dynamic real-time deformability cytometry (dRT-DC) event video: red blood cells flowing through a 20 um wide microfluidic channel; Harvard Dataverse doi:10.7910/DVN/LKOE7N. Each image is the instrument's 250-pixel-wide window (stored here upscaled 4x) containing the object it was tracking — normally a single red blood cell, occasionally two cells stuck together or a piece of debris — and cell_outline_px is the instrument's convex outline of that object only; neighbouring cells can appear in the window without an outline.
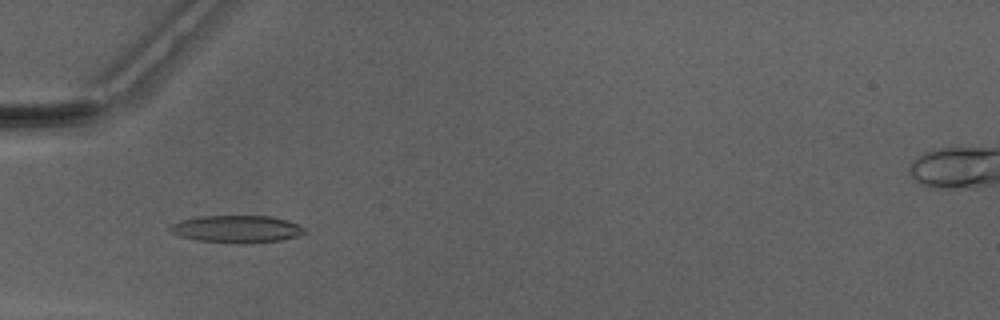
{"species": "Egyptian fruit bat (a non-hibernating species)", "species_latin": "Rousettus aegyptiacus", "temperature_condition": "warm", "stored_images_in_passage": 50, "camera_frame_rate_fps": 3000, "um_per_image_px": 0.085, "animal": {"sex": "male"}, "frame": {"image": 1, "passage_image": 17, "time_ms": 5.333, "image_size_px": [1000, 320], "cell_outline_px": [[308, 232], [300, 236], [280, 240], [196, 240], [176, 236], [168, 232], [168, 228], [172, 224], [180, 220], [200, 216], [272, 216], [288, 220], [304, 228]], "centroid_in_image_um": [20.08, 19.41], "position_along_channel_um": 64.9, "area_um2": 20.52}}
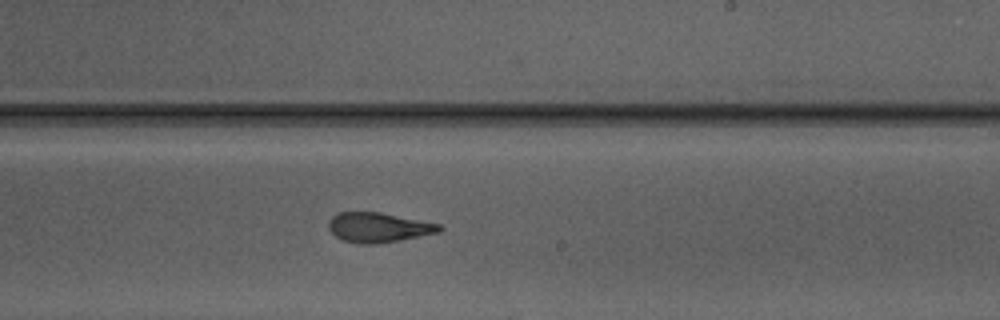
{"frame": {"image": 2, "passage_image": 31, "time_ms": 10.0, "image_size_px": [1000, 320], "cell_outline_px": [[444, 228], [440, 232], [400, 240], [376, 244], [360, 244], [344, 240], [336, 236], [328, 228], [328, 220], [336, 212], [380, 212], [440, 224]], "centroid_in_image_um": [32.16, 19.33], "position_along_channel_um": 256.8, "area_um2": 19.25}}
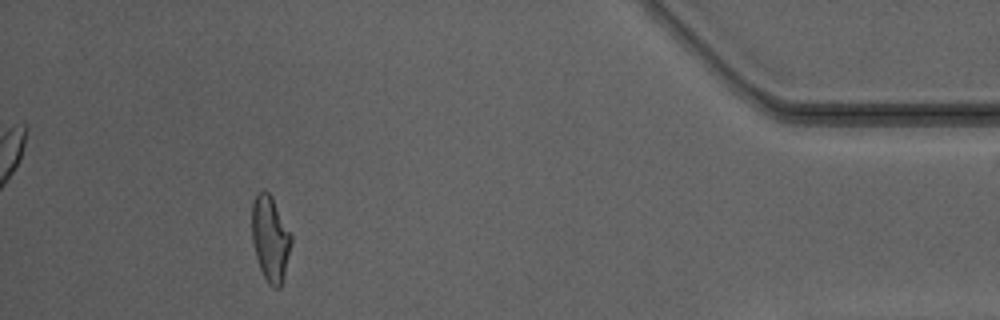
{"frame": {"image": 3, "passage_image": 46, "time_ms": 15.0, "image_size_px": [1000, 320], "cell_outline_px": [[292, 240], [280, 288], [276, 288], [268, 284], [260, 268], [256, 256], [252, 240], [252, 200], [256, 192], [264, 188], [272, 196], [292, 236]], "centroid_in_image_um": [22.95, 20.21], "position_along_channel_um": 412.3, "area_um2": 19.48}, "authors_computed_cell_mechanics": {"area_um2": 20.1144, "velocity_mm_per_s": 4.1774, "shape_relaxation_time_tau1_ms": 5.3877, "shape_relaxation_time_tau2_ms": 1.7245, "deformation_change_tau1": 0.2085, "deformation_change_tau2": 0.0931}}